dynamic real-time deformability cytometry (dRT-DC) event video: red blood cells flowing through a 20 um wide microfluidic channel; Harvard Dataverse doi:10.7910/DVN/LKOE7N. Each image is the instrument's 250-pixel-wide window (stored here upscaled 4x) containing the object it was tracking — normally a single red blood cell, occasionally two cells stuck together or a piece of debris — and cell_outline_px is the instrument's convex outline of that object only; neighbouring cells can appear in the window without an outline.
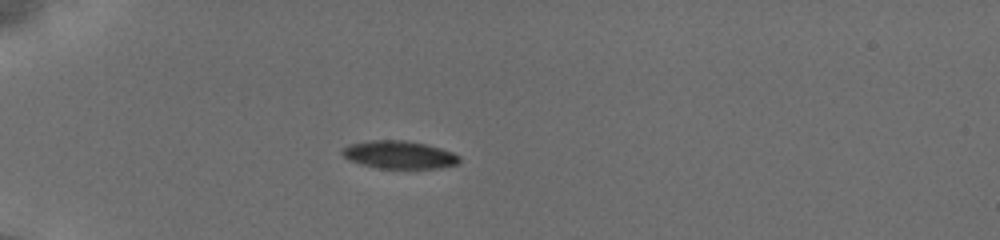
{"species": "common noctule bat (a hibernating species)", "species_latin": "Nyctalus noctula", "temperature_condition": "cold", "stored_images_in_passage": 33, "camera_frame_rate_fps": 3000, "um_per_image_px": 0.085, "animal": {"sex": "female", "body_mass_g": 19.5, "forearm_length_mm": 54.1}, "frame": {"image": 1, "passage_image": 1, "time_ms": 0.0, "image_size_px": [1000, 240], "cell_outline_px": [[460, 160], [456, 164], [440, 168], [380, 168], [360, 164], [348, 160], [340, 152], [348, 144], [372, 140], [404, 140], [424, 144], [440, 148], [452, 152], [460, 156]], "centroid_in_image_um": [33.91, 13.15], "position_along_channel_um": 51.1, "area_um2": 18.9}}
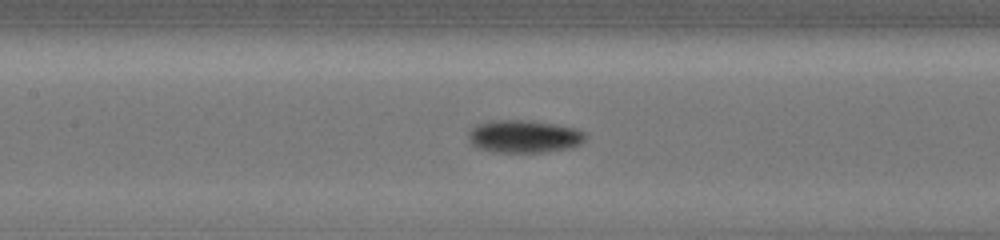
{"frame": {"image": 2, "passage_image": 11, "time_ms": 3.667, "image_size_px": [1000, 240], "cell_outline_px": [[588, 136], [580, 144], [572, 148], [544, 152], [492, 152], [476, 148], [468, 140], [468, 132], [476, 124], [492, 120], [524, 120], [552, 124], [576, 128], [584, 132]], "centroid_in_image_um": [44.52, 11.61], "position_along_channel_um": 162.9, "area_um2": 22.48}}
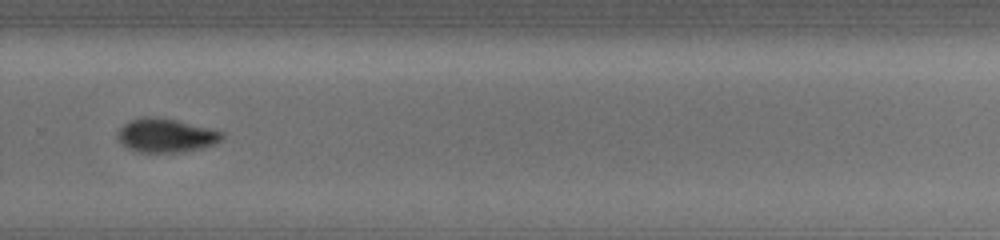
{"frame": {"image": 3, "passage_image": 21, "time_ms": 7.667, "image_size_px": [1000, 240], "cell_outline_px": [[224, 136], [220, 140], [212, 144], [200, 148], [176, 152], [140, 152], [128, 148], [120, 144], [116, 136], [116, 132], [124, 124], [132, 120], [148, 116], [152, 116], [176, 120], [224, 132]], "centroid_in_image_um": [14.05, 11.51], "position_along_channel_um": 315.8, "area_um2": 20.29}, "authors_computed_cell_mechanics": {"area_um2": 20.3456, "velocity_mm_per_s": 3.8371, "shape_relaxation_time_tau1_ms": 4.9555, "shape_relaxation_time_tau2_ms": 5.2045, "deformation_change_tau1": 0.1367, "deformation_change_tau2": 0.0697}}